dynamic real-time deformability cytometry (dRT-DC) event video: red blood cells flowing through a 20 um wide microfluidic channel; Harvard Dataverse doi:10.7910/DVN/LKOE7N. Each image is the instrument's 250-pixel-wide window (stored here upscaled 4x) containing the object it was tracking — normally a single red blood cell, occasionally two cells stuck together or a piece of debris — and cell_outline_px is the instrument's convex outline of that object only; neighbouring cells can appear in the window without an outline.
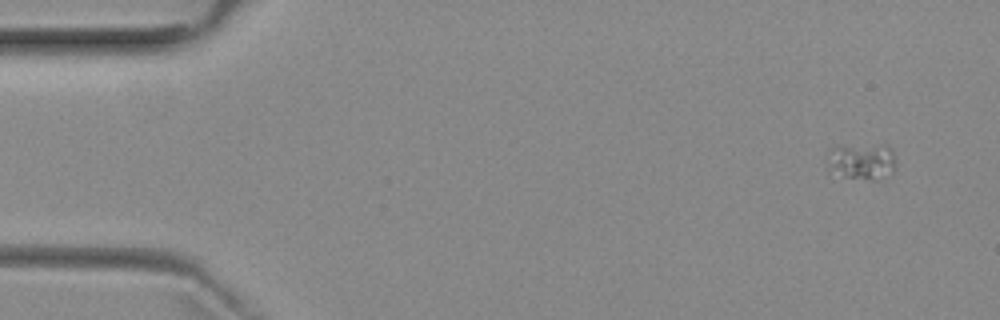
{"species": "common noctule bat (a hibernating species)", "species_latin": "Nyctalus noctula", "temperature_condition": "room temperature", "stored_images_in_passage": 5, "camera_frame_rate_fps": 3000, "um_per_image_px": 0.085, "animal": {"sex": "female", "body_mass_g": 29.2, "forearm_length_mm": 56.3}, "frame": {"image": 1, "passage_image": 1, "time_ms": 0.0, "image_size_px": [1000, 320], "cell_outline_px": [[896, 168], [892, 172], [876, 180], [872, 180], [844, 176], [832, 164], [832, 148], [880, 144], [888, 144], [892, 148], [896, 160]], "centroid_in_image_um": [73.5, 13.69], "position_along_channel_um": 11.5, "area_um2": 13.58}}
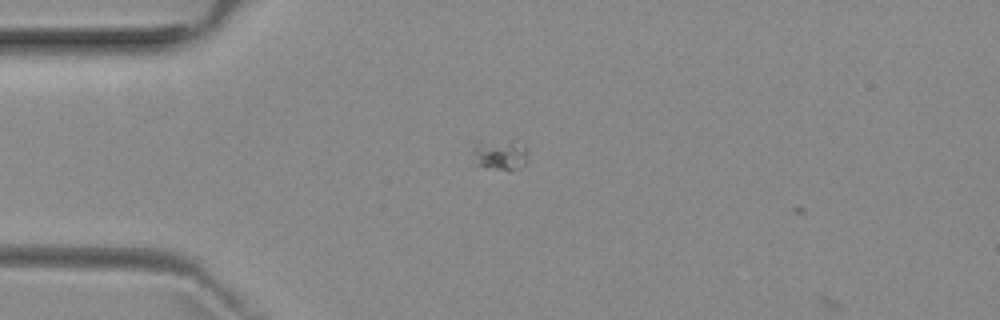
{"frame": {"image": 2, "passage_image": 4, "time_ms": 3.333, "image_size_px": [1000, 320], "cell_outline_px": [[528, 152], [524, 164], [508, 172], [472, 168], [468, 140], [480, 140], [524, 144]], "centroid_in_image_um": [42.23, 13.2], "position_along_channel_um": 42.8, "area_um2": 11.1}}